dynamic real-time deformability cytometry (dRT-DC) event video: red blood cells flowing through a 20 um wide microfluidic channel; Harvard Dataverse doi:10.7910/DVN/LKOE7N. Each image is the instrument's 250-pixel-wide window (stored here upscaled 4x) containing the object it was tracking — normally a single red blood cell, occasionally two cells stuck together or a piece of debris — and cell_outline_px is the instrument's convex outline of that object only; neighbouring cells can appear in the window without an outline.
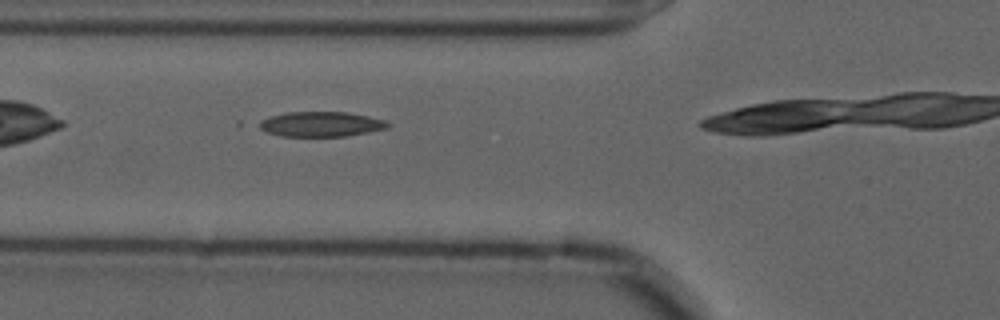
{"species": "common noctule bat (a hibernating species)", "species_latin": "Nyctalus noctula", "temperature_condition": "cold", "stored_images_in_passage": 8, "camera_frame_rate_fps": 3000, "um_per_image_px": 0.085, "animal": {"sex": "male", "forearm_length_mm": 52.5}, "frame": {"image": 1, "passage_image": 4, "time_ms": 1.0, "image_size_px": [1000, 320], "cell_outline_px": [[392, 124], [388, 128], [348, 136], [280, 136], [268, 132], [252, 124], [268, 116], [288, 112], [348, 112], [368, 116], [384, 120]], "centroid_in_image_um": [27.24, 10.55], "position_along_channel_um": 98.6, "area_um2": 18.96}}